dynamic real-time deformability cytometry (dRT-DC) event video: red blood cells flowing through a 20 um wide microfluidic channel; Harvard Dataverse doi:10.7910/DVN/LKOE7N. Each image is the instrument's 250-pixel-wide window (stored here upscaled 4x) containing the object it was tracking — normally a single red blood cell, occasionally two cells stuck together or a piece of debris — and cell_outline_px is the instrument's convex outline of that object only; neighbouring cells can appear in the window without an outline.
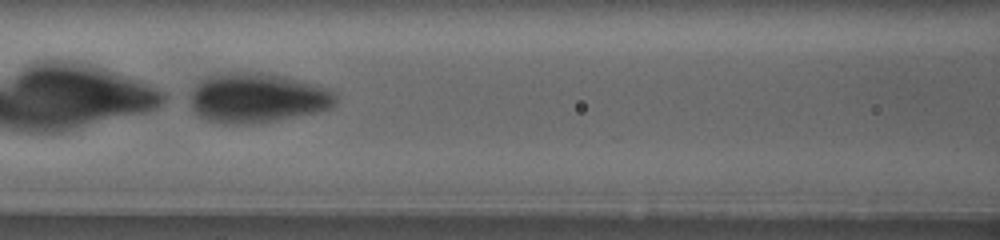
{"species": "human", "species_latin": "Homo sapiens", "temperature_condition": "warm", "stored_images_in_passage": 44, "camera_frame_rate_fps": 3000, "um_per_image_px": 0.085, "donor": {"sex": "female"}, "frame": {"image": 1, "passage_image": 20, "time_ms": 13.667, "image_size_px": [1000, 240], "cell_outline_px": [[336, 100], [332, 108], [316, 112], [256, 124], [224, 124], [208, 120], [200, 116], [192, 108], [192, 88], [200, 80], [216, 72], [260, 72], [284, 76], [316, 84], [328, 88], [336, 92]], "centroid_in_image_um": [21.87, 8.31], "position_along_channel_um": 144.7, "area_um2": 42.43}}
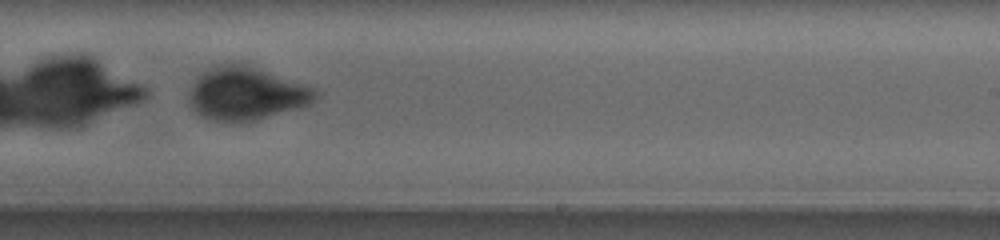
{"frame": {"image": 2, "passage_image": 27, "time_ms": 18.667, "image_size_px": [1000, 240], "cell_outline_px": [[320, 96], [312, 104], [256, 120], [208, 120], [200, 116], [192, 108], [188, 100], [188, 92], [196, 80], [204, 72], [212, 68], [228, 64], [240, 64], [316, 88], [320, 92]], "centroid_in_image_um": [20.95, 7.99], "position_along_channel_um": 268.0, "area_um2": 38.09}}
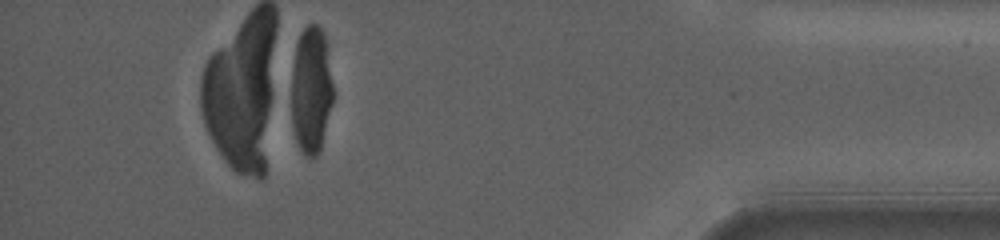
{"frame": {"image": 3, "passage_image": 44, "time_ms": 26.0, "image_size_px": [1000, 240], "cell_outline_px": [[332, 104], [320, 148], [316, 156], [304, 156], [296, 140], [292, 128], [284, 96], [284, 92], [296, 44], [304, 28], [308, 24], [316, 24], [320, 28], [324, 44], [332, 80]], "centroid_in_image_um": [26.29, 7.71], "position_along_channel_um": 408.9, "area_um2": 32.25}, "authors_computed_cell_mechanics": {"area_um2": 40.9224, "velocity_mm_per_s": 2.4695, "shape_relaxation_time_tau1_ms": 2.1993, "shape_relaxation_time_tau2_ms": null, "deformation_change_tau1": 0.3083, "deformation_change_tau2": null}}